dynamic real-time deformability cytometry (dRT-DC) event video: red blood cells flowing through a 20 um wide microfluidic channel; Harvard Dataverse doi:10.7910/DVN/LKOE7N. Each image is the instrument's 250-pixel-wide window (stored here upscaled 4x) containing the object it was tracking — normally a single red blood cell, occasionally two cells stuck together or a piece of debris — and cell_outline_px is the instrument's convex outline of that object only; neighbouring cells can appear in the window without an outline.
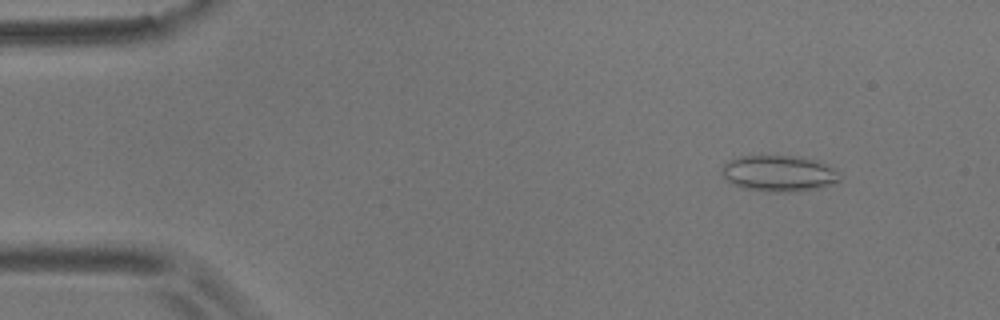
{"species": "common noctule bat (a hibernating species)", "species_latin": "Nyctalus noctula", "temperature_condition": "room temperature", "stored_images_in_passage": 6, "segment_of_instrument_passage": [1, 2], "camera_frame_rate_fps": 3000, "um_per_image_px": 0.085, "animal": {"sex": "male", "body_mass_g": 17.9}, "frame": {"image": 1, "passage_image": 2, "time_ms": 1.0, "image_size_px": [1000, 320], "cell_outline_px": [[840, 180], [836, 184], [800, 192], [768, 192], [740, 188], [732, 184], [720, 172], [724, 164], [728, 160], [740, 156], [800, 156], [816, 160], [840, 172]], "centroid_in_image_um": [66.22, 14.76], "position_along_channel_um": 18.8, "area_um2": 25.26}}